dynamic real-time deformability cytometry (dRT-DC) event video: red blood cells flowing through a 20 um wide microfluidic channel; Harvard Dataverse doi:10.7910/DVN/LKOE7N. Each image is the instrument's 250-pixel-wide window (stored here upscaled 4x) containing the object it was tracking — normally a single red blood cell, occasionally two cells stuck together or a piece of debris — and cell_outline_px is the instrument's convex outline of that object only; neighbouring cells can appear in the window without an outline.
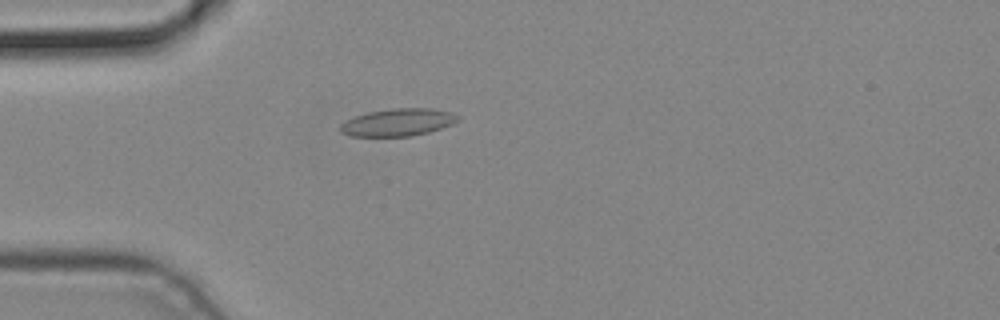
{"species": "common noctule bat (a hibernating species)", "species_latin": "Nyctalus noctula", "temperature_condition": "cold", "stored_images_in_passage": 1, "camera_frame_rate_fps": 3000, "um_per_image_px": 0.085, "animal": {"sex": "male", "body_mass_g": 19.2, "forearm_length_mm": 51.8}, "frame": {"image": 1, "passage_image": 1, "time_ms": 0.0, "image_size_px": [1000, 320], "cell_outline_px": [[460, 120], [452, 124], [428, 132], [412, 136], [352, 136], [340, 132], [340, 124], [356, 116], [368, 112], [392, 108], [432, 108], [452, 112], [460, 116]], "centroid_in_image_um": [33.86, 10.39], "position_along_channel_um": 51.1, "area_um2": 18.79}}